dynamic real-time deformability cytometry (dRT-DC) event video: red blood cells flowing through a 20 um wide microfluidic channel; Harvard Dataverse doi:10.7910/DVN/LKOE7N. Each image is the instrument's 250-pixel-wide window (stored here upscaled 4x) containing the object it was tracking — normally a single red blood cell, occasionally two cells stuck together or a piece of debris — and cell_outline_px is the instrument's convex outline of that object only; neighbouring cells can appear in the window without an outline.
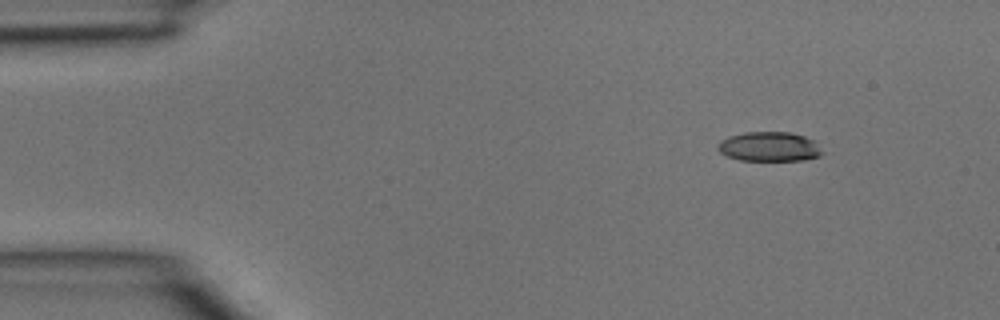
{"species": "common noctule bat (a hibernating species)", "species_latin": "Nyctalus noctula", "temperature_condition": "room temperature", "stored_images_in_passage": 3, "camera_frame_rate_fps": 3000, "um_per_image_px": 0.085, "animal": {"sex": "male", "body_mass_g": 15.6}, "frame": {"image": 1, "passage_image": 1, "time_ms": 0.0, "image_size_px": [1000, 320], "cell_outline_px": [[824, 152], [820, 156], [804, 160], [740, 160], [728, 156], [720, 152], [716, 148], [716, 144], [720, 140], [728, 136], [744, 132], [788, 132], [804, 136], [812, 140]], "centroid_in_image_um": [65.35, 12.46], "position_along_channel_um": 19.7, "area_um2": 17.98}}
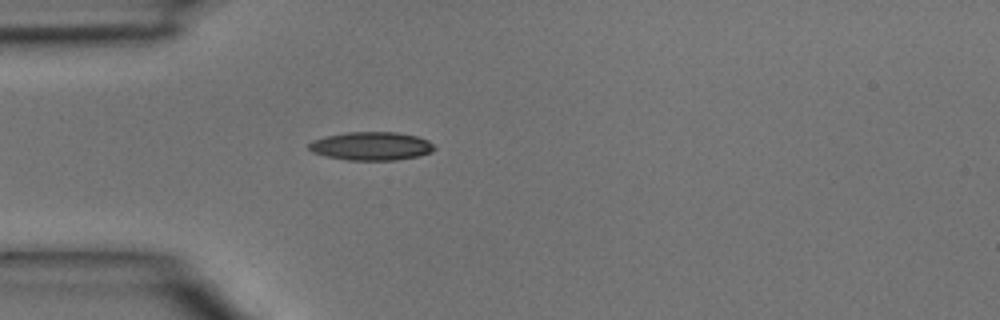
{"frame": {"image": 2, "passage_image": 3, "time_ms": 0.667, "image_size_px": [1000, 320], "cell_outline_px": [[436, 148], [432, 152], [420, 156], [396, 160], [348, 160], [324, 156], [312, 152], [308, 148], [308, 144], [312, 140], [328, 136], [348, 132], [396, 132], [416, 136], [428, 140]], "centroid_in_image_um": [31.56, 12.42], "position_along_channel_um": 53.4, "area_um2": 20.81}}